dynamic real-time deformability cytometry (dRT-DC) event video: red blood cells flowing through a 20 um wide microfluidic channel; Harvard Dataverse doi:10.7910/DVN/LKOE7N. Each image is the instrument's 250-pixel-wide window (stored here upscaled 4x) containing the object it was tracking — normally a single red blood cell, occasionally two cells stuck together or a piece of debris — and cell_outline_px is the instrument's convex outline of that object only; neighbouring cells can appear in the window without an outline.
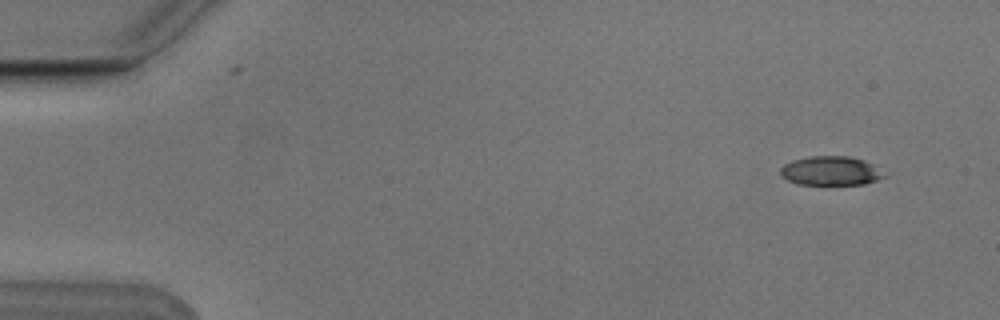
{"species": "Egyptian fruit bat (a non-hibernating species)", "species_latin": "Rousettus aegyptiacus", "temperature_condition": "cold", "stored_images_in_passage": 5, "camera_frame_rate_fps": 3000, "um_per_image_px": 0.085, "animal": {"sex": "male"}, "frame": {"image": 1, "passage_image": 2, "time_ms": 0.333, "image_size_px": [1000, 320], "cell_outline_px": [[888, 176], [864, 184], [796, 184], [780, 176], [780, 168], [784, 164], [792, 160], [808, 156], [848, 156], [864, 160], [872, 164]], "centroid_in_image_um": [70.58, 14.52], "position_along_channel_um": 14.4, "area_um2": 17.63}}
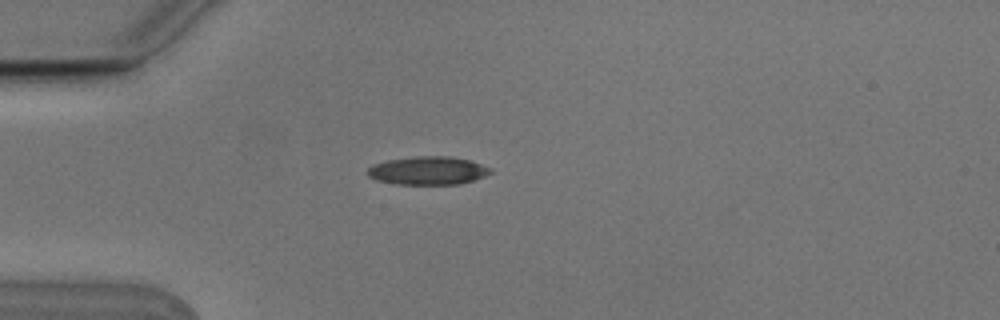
{"frame": {"image": 2, "passage_image": 5, "time_ms": 1.333, "image_size_px": [1000, 320], "cell_outline_px": [[492, 172], [484, 176], [460, 184], [396, 184], [376, 180], [368, 176], [368, 168], [372, 164], [388, 160], [416, 156], [452, 156], [472, 160], [492, 168]], "centroid_in_image_um": [36.39, 14.49], "position_along_channel_um": 48.6, "area_um2": 20.35}}